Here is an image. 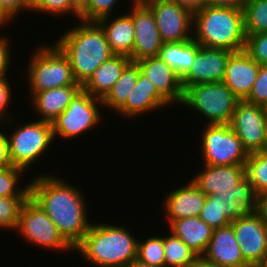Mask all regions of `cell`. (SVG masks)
<instances>
[{
    "mask_svg": "<svg viewBox=\"0 0 267 267\" xmlns=\"http://www.w3.org/2000/svg\"><path fill=\"white\" fill-rule=\"evenodd\" d=\"M28 182L30 198L46 212L63 238L75 248L91 225L84 193L59 176L48 173H41Z\"/></svg>",
    "mask_w": 267,
    "mask_h": 267,
    "instance_id": "1",
    "label": "cell"
},
{
    "mask_svg": "<svg viewBox=\"0 0 267 267\" xmlns=\"http://www.w3.org/2000/svg\"><path fill=\"white\" fill-rule=\"evenodd\" d=\"M79 21L54 43L68 57L77 83L83 86L95 70L114 54L97 21Z\"/></svg>",
    "mask_w": 267,
    "mask_h": 267,
    "instance_id": "2",
    "label": "cell"
},
{
    "mask_svg": "<svg viewBox=\"0 0 267 267\" xmlns=\"http://www.w3.org/2000/svg\"><path fill=\"white\" fill-rule=\"evenodd\" d=\"M137 244L126 226L91 222L74 251L95 267H129L137 259Z\"/></svg>",
    "mask_w": 267,
    "mask_h": 267,
    "instance_id": "3",
    "label": "cell"
},
{
    "mask_svg": "<svg viewBox=\"0 0 267 267\" xmlns=\"http://www.w3.org/2000/svg\"><path fill=\"white\" fill-rule=\"evenodd\" d=\"M193 39L205 47L244 50L243 10L204 4L193 14Z\"/></svg>",
    "mask_w": 267,
    "mask_h": 267,
    "instance_id": "4",
    "label": "cell"
},
{
    "mask_svg": "<svg viewBox=\"0 0 267 267\" xmlns=\"http://www.w3.org/2000/svg\"><path fill=\"white\" fill-rule=\"evenodd\" d=\"M37 46L29 59L27 70L28 90L38 93L44 90L60 88L77 83L71 63L62 50L53 42Z\"/></svg>",
    "mask_w": 267,
    "mask_h": 267,
    "instance_id": "5",
    "label": "cell"
},
{
    "mask_svg": "<svg viewBox=\"0 0 267 267\" xmlns=\"http://www.w3.org/2000/svg\"><path fill=\"white\" fill-rule=\"evenodd\" d=\"M239 101L223 82H208L187 86L181 105L197 111L206 124H229Z\"/></svg>",
    "mask_w": 267,
    "mask_h": 267,
    "instance_id": "6",
    "label": "cell"
},
{
    "mask_svg": "<svg viewBox=\"0 0 267 267\" xmlns=\"http://www.w3.org/2000/svg\"><path fill=\"white\" fill-rule=\"evenodd\" d=\"M18 125V126H16ZM13 132L7 134L9 158L12 166L26 170L50 149L54 142L52 125L35 120L16 124Z\"/></svg>",
    "mask_w": 267,
    "mask_h": 267,
    "instance_id": "7",
    "label": "cell"
},
{
    "mask_svg": "<svg viewBox=\"0 0 267 267\" xmlns=\"http://www.w3.org/2000/svg\"><path fill=\"white\" fill-rule=\"evenodd\" d=\"M200 150L203 164L211 166L245 165L248 152L229 124H204Z\"/></svg>",
    "mask_w": 267,
    "mask_h": 267,
    "instance_id": "8",
    "label": "cell"
},
{
    "mask_svg": "<svg viewBox=\"0 0 267 267\" xmlns=\"http://www.w3.org/2000/svg\"><path fill=\"white\" fill-rule=\"evenodd\" d=\"M101 106V99L81 88L66 110L51 122L54 139L59 137L71 140L98 126L102 119L99 109Z\"/></svg>",
    "mask_w": 267,
    "mask_h": 267,
    "instance_id": "9",
    "label": "cell"
},
{
    "mask_svg": "<svg viewBox=\"0 0 267 267\" xmlns=\"http://www.w3.org/2000/svg\"><path fill=\"white\" fill-rule=\"evenodd\" d=\"M27 243L52 251H74L46 212L30 197L24 203L16 231Z\"/></svg>",
    "mask_w": 267,
    "mask_h": 267,
    "instance_id": "10",
    "label": "cell"
},
{
    "mask_svg": "<svg viewBox=\"0 0 267 267\" xmlns=\"http://www.w3.org/2000/svg\"><path fill=\"white\" fill-rule=\"evenodd\" d=\"M229 125L248 154L263 150L267 136V114L264 106L240 100Z\"/></svg>",
    "mask_w": 267,
    "mask_h": 267,
    "instance_id": "11",
    "label": "cell"
},
{
    "mask_svg": "<svg viewBox=\"0 0 267 267\" xmlns=\"http://www.w3.org/2000/svg\"><path fill=\"white\" fill-rule=\"evenodd\" d=\"M153 13L163 43L193 39V13L169 0L144 3Z\"/></svg>",
    "mask_w": 267,
    "mask_h": 267,
    "instance_id": "12",
    "label": "cell"
},
{
    "mask_svg": "<svg viewBox=\"0 0 267 267\" xmlns=\"http://www.w3.org/2000/svg\"><path fill=\"white\" fill-rule=\"evenodd\" d=\"M250 267H258L267 255V224L256 212L238 217L230 224Z\"/></svg>",
    "mask_w": 267,
    "mask_h": 267,
    "instance_id": "13",
    "label": "cell"
},
{
    "mask_svg": "<svg viewBox=\"0 0 267 267\" xmlns=\"http://www.w3.org/2000/svg\"><path fill=\"white\" fill-rule=\"evenodd\" d=\"M131 18L134 27V44L131 61L158 56L163 45L152 11L144 4L132 0Z\"/></svg>",
    "mask_w": 267,
    "mask_h": 267,
    "instance_id": "14",
    "label": "cell"
},
{
    "mask_svg": "<svg viewBox=\"0 0 267 267\" xmlns=\"http://www.w3.org/2000/svg\"><path fill=\"white\" fill-rule=\"evenodd\" d=\"M231 51L200 45L189 72L181 79L183 90L190 85L222 82Z\"/></svg>",
    "mask_w": 267,
    "mask_h": 267,
    "instance_id": "15",
    "label": "cell"
},
{
    "mask_svg": "<svg viewBox=\"0 0 267 267\" xmlns=\"http://www.w3.org/2000/svg\"><path fill=\"white\" fill-rule=\"evenodd\" d=\"M260 65L244 51L232 52L226 62L223 83L240 100H245L254 85Z\"/></svg>",
    "mask_w": 267,
    "mask_h": 267,
    "instance_id": "16",
    "label": "cell"
},
{
    "mask_svg": "<svg viewBox=\"0 0 267 267\" xmlns=\"http://www.w3.org/2000/svg\"><path fill=\"white\" fill-rule=\"evenodd\" d=\"M140 73L150 79L157 91L172 105L181 104L183 88L181 79L159 56L147 57L137 61Z\"/></svg>",
    "mask_w": 267,
    "mask_h": 267,
    "instance_id": "17",
    "label": "cell"
},
{
    "mask_svg": "<svg viewBox=\"0 0 267 267\" xmlns=\"http://www.w3.org/2000/svg\"><path fill=\"white\" fill-rule=\"evenodd\" d=\"M175 190L167 193V197H163L164 212H166L168 223L187 217L199 216L205 204L207 196L199 189V187L190 181Z\"/></svg>",
    "mask_w": 267,
    "mask_h": 267,
    "instance_id": "18",
    "label": "cell"
},
{
    "mask_svg": "<svg viewBox=\"0 0 267 267\" xmlns=\"http://www.w3.org/2000/svg\"><path fill=\"white\" fill-rule=\"evenodd\" d=\"M202 257L222 267H250L244 260L231 225L213 229Z\"/></svg>",
    "mask_w": 267,
    "mask_h": 267,
    "instance_id": "19",
    "label": "cell"
},
{
    "mask_svg": "<svg viewBox=\"0 0 267 267\" xmlns=\"http://www.w3.org/2000/svg\"><path fill=\"white\" fill-rule=\"evenodd\" d=\"M168 106L171 107V104L157 91L155 84L140 73L136 86L128 96L126 104L117 114L125 119L127 117V119H137L146 112L164 109Z\"/></svg>",
    "mask_w": 267,
    "mask_h": 267,
    "instance_id": "20",
    "label": "cell"
},
{
    "mask_svg": "<svg viewBox=\"0 0 267 267\" xmlns=\"http://www.w3.org/2000/svg\"><path fill=\"white\" fill-rule=\"evenodd\" d=\"M203 166L192 180L206 196L227 192L246 177L245 165Z\"/></svg>",
    "mask_w": 267,
    "mask_h": 267,
    "instance_id": "21",
    "label": "cell"
},
{
    "mask_svg": "<svg viewBox=\"0 0 267 267\" xmlns=\"http://www.w3.org/2000/svg\"><path fill=\"white\" fill-rule=\"evenodd\" d=\"M81 88V85H69L38 93H29L34 112L38 113L37 116H40V119L37 120L51 123L66 110L72 98Z\"/></svg>",
    "mask_w": 267,
    "mask_h": 267,
    "instance_id": "22",
    "label": "cell"
},
{
    "mask_svg": "<svg viewBox=\"0 0 267 267\" xmlns=\"http://www.w3.org/2000/svg\"><path fill=\"white\" fill-rule=\"evenodd\" d=\"M129 12L114 19L109 15L97 21L103 28L109 47L115 55L130 57L133 50L134 27L131 11Z\"/></svg>",
    "mask_w": 267,
    "mask_h": 267,
    "instance_id": "23",
    "label": "cell"
},
{
    "mask_svg": "<svg viewBox=\"0 0 267 267\" xmlns=\"http://www.w3.org/2000/svg\"><path fill=\"white\" fill-rule=\"evenodd\" d=\"M169 232L180 238L198 257L206 251L213 228L199 216L177 219L168 224Z\"/></svg>",
    "mask_w": 267,
    "mask_h": 267,
    "instance_id": "24",
    "label": "cell"
},
{
    "mask_svg": "<svg viewBox=\"0 0 267 267\" xmlns=\"http://www.w3.org/2000/svg\"><path fill=\"white\" fill-rule=\"evenodd\" d=\"M130 61L127 56L114 54L95 70L82 88L95 98L103 100Z\"/></svg>",
    "mask_w": 267,
    "mask_h": 267,
    "instance_id": "25",
    "label": "cell"
},
{
    "mask_svg": "<svg viewBox=\"0 0 267 267\" xmlns=\"http://www.w3.org/2000/svg\"><path fill=\"white\" fill-rule=\"evenodd\" d=\"M256 196L252 183L245 177L234 188L219 195V206L232 222L240 216L255 212Z\"/></svg>",
    "mask_w": 267,
    "mask_h": 267,
    "instance_id": "26",
    "label": "cell"
},
{
    "mask_svg": "<svg viewBox=\"0 0 267 267\" xmlns=\"http://www.w3.org/2000/svg\"><path fill=\"white\" fill-rule=\"evenodd\" d=\"M199 47L194 39L163 43L158 56L182 79L189 72Z\"/></svg>",
    "mask_w": 267,
    "mask_h": 267,
    "instance_id": "27",
    "label": "cell"
},
{
    "mask_svg": "<svg viewBox=\"0 0 267 267\" xmlns=\"http://www.w3.org/2000/svg\"><path fill=\"white\" fill-rule=\"evenodd\" d=\"M139 74L140 69L137 62L130 61L111 91L102 100L103 110L107 107L117 113L126 104L128 96L136 86Z\"/></svg>",
    "mask_w": 267,
    "mask_h": 267,
    "instance_id": "28",
    "label": "cell"
},
{
    "mask_svg": "<svg viewBox=\"0 0 267 267\" xmlns=\"http://www.w3.org/2000/svg\"><path fill=\"white\" fill-rule=\"evenodd\" d=\"M197 257L180 238L171 232L164 236L165 267H189Z\"/></svg>",
    "mask_w": 267,
    "mask_h": 267,
    "instance_id": "29",
    "label": "cell"
},
{
    "mask_svg": "<svg viewBox=\"0 0 267 267\" xmlns=\"http://www.w3.org/2000/svg\"><path fill=\"white\" fill-rule=\"evenodd\" d=\"M242 10L245 35L267 32V0H247Z\"/></svg>",
    "mask_w": 267,
    "mask_h": 267,
    "instance_id": "30",
    "label": "cell"
},
{
    "mask_svg": "<svg viewBox=\"0 0 267 267\" xmlns=\"http://www.w3.org/2000/svg\"><path fill=\"white\" fill-rule=\"evenodd\" d=\"M245 168L256 194L267 191V153L263 150L250 153Z\"/></svg>",
    "mask_w": 267,
    "mask_h": 267,
    "instance_id": "31",
    "label": "cell"
},
{
    "mask_svg": "<svg viewBox=\"0 0 267 267\" xmlns=\"http://www.w3.org/2000/svg\"><path fill=\"white\" fill-rule=\"evenodd\" d=\"M23 172L25 170L14 166L0 169V197H30V183L18 187L25 176Z\"/></svg>",
    "mask_w": 267,
    "mask_h": 267,
    "instance_id": "32",
    "label": "cell"
},
{
    "mask_svg": "<svg viewBox=\"0 0 267 267\" xmlns=\"http://www.w3.org/2000/svg\"><path fill=\"white\" fill-rule=\"evenodd\" d=\"M137 261L155 266H164V236L149 237L137 244Z\"/></svg>",
    "mask_w": 267,
    "mask_h": 267,
    "instance_id": "33",
    "label": "cell"
},
{
    "mask_svg": "<svg viewBox=\"0 0 267 267\" xmlns=\"http://www.w3.org/2000/svg\"><path fill=\"white\" fill-rule=\"evenodd\" d=\"M29 197H0V230L16 231L20 212Z\"/></svg>",
    "mask_w": 267,
    "mask_h": 267,
    "instance_id": "34",
    "label": "cell"
},
{
    "mask_svg": "<svg viewBox=\"0 0 267 267\" xmlns=\"http://www.w3.org/2000/svg\"><path fill=\"white\" fill-rule=\"evenodd\" d=\"M199 217L213 229L225 227L231 224L220 209L218 194H211L207 196Z\"/></svg>",
    "mask_w": 267,
    "mask_h": 267,
    "instance_id": "35",
    "label": "cell"
},
{
    "mask_svg": "<svg viewBox=\"0 0 267 267\" xmlns=\"http://www.w3.org/2000/svg\"><path fill=\"white\" fill-rule=\"evenodd\" d=\"M244 51L259 65H267V32L246 35Z\"/></svg>",
    "mask_w": 267,
    "mask_h": 267,
    "instance_id": "36",
    "label": "cell"
},
{
    "mask_svg": "<svg viewBox=\"0 0 267 267\" xmlns=\"http://www.w3.org/2000/svg\"><path fill=\"white\" fill-rule=\"evenodd\" d=\"M120 0H88L86 10L80 15L82 21H98L112 15L115 4Z\"/></svg>",
    "mask_w": 267,
    "mask_h": 267,
    "instance_id": "37",
    "label": "cell"
},
{
    "mask_svg": "<svg viewBox=\"0 0 267 267\" xmlns=\"http://www.w3.org/2000/svg\"><path fill=\"white\" fill-rule=\"evenodd\" d=\"M245 101L261 106L267 104V65H260L254 85Z\"/></svg>",
    "mask_w": 267,
    "mask_h": 267,
    "instance_id": "38",
    "label": "cell"
},
{
    "mask_svg": "<svg viewBox=\"0 0 267 267\" xmlns=\"http://www.w3.org/2000/svg\"><path fill=\"white\" fill-rule=\"evenodd\" d=\"M31 11L25 0H1V28L15 19L20 12ZM3 25V26H2Z\"/></svg>",
    "mask_w": 267,
    "mask_h": 267,
    "instance_id": "39",
    "label": "cell"
},
{
    "mask_svg": "<svg viewBox=\"0 0 267 267\" xmlns=\"http://www.w3.org/2000/svg\"><path fill=\"white\" fill-rule=\"evenodd\" d=\"M32 12H39L50 14L56 17L69 14V1L68 0H41L32 10Z\"/></svg>",
    "mask_w": 267,
    "mask_h": 267,
    "instance_id": "40",
    "label": "cell"
},
{
    "mask_svg": "<svg viewBox=\"0 0 267 267\" xmlns=\"http://www.w3.org/2000/svg\"><path fill=\"white\" fill-rule=\"evenodd\" d=\"M12 96V89L9 83V80L6 76L0 77V124L2 127L3 121L9 122V120H13L11 115H6L5 111L10 103L12 102L11 99H14Z\"/></svg>",
    "mask_w": 267,
    "mask_h": 267,
    "instance_id": "41",
    "label": "cell"
},
{
    "mask_svg": "<svg viewBox=\"0 0 267 267\" xmlns=\"http://www.w3.org/2000/svg\"><path fill=\"white\" fill-rule=\"evenodd\" d=\"M9 40V41H8ZM10 39L9 37H3V35L0 36V77L6 76L7 71H9L10 67V60H11V52H10Z\"/></svg>",
    "mask_w": 267,
    "mask_h": 267,
    "instance_id": "42",
    "label": "cell"
},
{
    "mask_svg": "<svg viewBox=\"0 0 267 267\" xmlns=\"http://www.w3.org/2000/svg\"><path fill=\"white\" fill-rule=\"evenodd\" d=\"M10 166H12V164L9 158L8 139L5 131L3 132L0 130V169Z\"/></svg>",
    "mask_w": 267,
    "mask_h": 267,
    "instance_id": "43",
    "label": "cell"
},
{
    "mask_svg": "<svg viewBox=\"0 0 267 267\" xmlns=\"http://www.w3.org/2000/svg\"><path fill=\"white\" fill-rule=\"evenodd\" d=\"M255 212L267 224V191L257 194Z\"/></svg>",
    "mask_w": 267,
    "mask_h": 267,
    "instance_id": "44",
    "label": "cell"
},
{
    "mask_svg": "<svg viewBox=\"0 0 267 267\" xmlns=\"http://www.w3.org/2000/svg\"><path fill=\"white\" fill-rule=\"evenodd\" d=\"M247 0H204L209 6H224L242 9Z\"/></svg>",
    "mask_w": 267,
    "mask_h": 267,
    "instance_id": "45",
    "label": "cell"
},
{
    "mask_svg": "<svg viewBox=\"0 0 267 267\" xmlns=\"http://www.w3.org/2000/svg\"><path fill=\"white\" fill-rule=\"evenodd\" d=\"M193 14L204 5V0H169Z\"/></svg>",
    "mask_w": 267,
    "mask_h": 267,
    "instance_id": "46",
    "label": "cell"
},
{
    "mask_svg": "<svg viewBox=\"0 0 267 267\" xmlns=\"http://www.w3.org/2000/svg\"><path fill=\"white\" fill-rule=\"evenodd\" d=\"M69 1V13L72 16L77 17L79 20L80 15L86 10L88 0H68Z\"/></svg>",
    "mask_w": 267,
    "mask_h": 267,
    "instance_id": "47",
    "label": "cell"
},
{
    "mask_svg": "<svg viewBox=\"0 0 267 267\" xmlns=\"http://www.w3.org/2000/svg\"><path fill=\"white\" fill-rule=\"evenodd\" d=\"M189 267H222L218 264L205 260L202 256L197 257Z\"/></svg>",
    "mask_w": 267,
    "mask_h": 267,
    "instance_id": "48",
    "label": "cell"
},
{
    "mask_svg": "<svg viewBox=\"0 0 267 267\" xmlns=\"http://www.w3.org/2000/svg\"><path fill=\"white\" fill-rule=\"evenodd\" d=\"M129 267H165V266H155L135 260Z\"/></svg>",
    "mask_w": 267,
    "mask_h": 267,
    "instance_id": "49",
    "label": "cell"
},
{
    "mask_svg": "<svg viewBox=\"0 0 267 267\" xmlns=\"http://www.w3.org/2000/svg\"><path fill=\"white\" fill-rule=\"evenodd\" d=\"M27 6L32 10L41 0H25Z\"/></svg>",
    "mask_w": 267,
    "mask_h": 267,
    "instance_id": "50",
    "label": "cell"
},
{
    "mask_svg": "<svg viewBox=\"0 0 267 267\" xmlns=\"http://www.w3.org/2000/svg\"><path fill=\"white\" fill-rule=\"evenodd\" d=\"M258 267H267V255L265 256L262 263Z\"/></svg>",
    "mask_w": 267,
    "mask_h": 267,
    "instance_id": "51",
    "label": "cell"
},
{
    "mask_svg": "<svg viewBox=\"0 0 267 267\" xmlns=\"http://www.w3.org/2000/svg\"><path fill=\"white\" fill-rule=\"evenodd\" d=\"M263 151L267 153V136H266V142H265V146L263 148Z\"/></svg>",
    "mask_w": 267,
    "mask_h": 267,
    "instance_id": "52",
    "label": "cell"
},
{
    "mask_svg": "<svg viewBox=\"0 0 267 267\" xmlns=\"http://www.w3.org/2000/svg\"><path fill=\"white\" fill-rule=\"evenodd\" d=\"M135 1H137V2H139V3H146V2L149 1V0H135Z\"/></svg>",
    "mask_w": 267,
    "mask_h": 267,
    "instance_id": "53",
    "label": "cell"
},
{
    "mask_svg": "<svg viewBox=\"0 0 267 267\" xmlns=\"http://www.w3.org/2000/svg\"><path fill=\"white\" fill-rule=\"evenodd\" d=\"M0 27H1V0H0Z\"/></svg>",
    "mask_w": 267,
    "mask_h": 267,
    "instance_id": "54",
    "label": "cell"
},
{
    "mask_svg": "<svg viewBox=\"0 0 267 267\" xmlns=\"http://www.w3.org/2000/svg\"><path fill=\"white\" fill-rule=\"evenodd\" d=\"M264 107H265V111H266V114H267V104Z\"/></svg>",
    "mask_w": 267,
    "mask_h": 267,
    "instance_id": "55",
    "label": "cell"
}]
</instances>
